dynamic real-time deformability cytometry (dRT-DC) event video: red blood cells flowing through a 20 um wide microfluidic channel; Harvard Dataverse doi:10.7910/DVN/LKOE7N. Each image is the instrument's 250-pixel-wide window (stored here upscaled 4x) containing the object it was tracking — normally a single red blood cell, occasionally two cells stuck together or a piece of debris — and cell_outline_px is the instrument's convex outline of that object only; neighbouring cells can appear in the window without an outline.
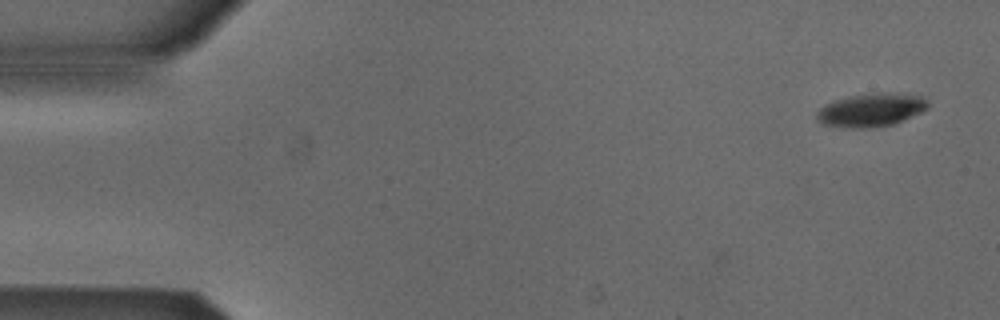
{"species": "Egyptian fruit bat (a non-hibernating species)", "species_latin": "Rousettus aegyptiacus", "temperature_condition": "cold", "stored_images_in_passage": 4, "camera_frame_rate_fps": 3000, "um_per_image_px": 0.085, "animal": {"sex": "male"}, "frame": {"image": 1, "passage_image": 1, "time_ms": 0.0, "image_size_px": [1000, 320], "cell_outline_px": [[928, 108], [920, 112], [892, 124], [864, 128], [852, 128], [820, 124], [816, 116], [816, 112], [824, 104], [836, 100], [852, 96], [884, 92], [924, 96], [928, 100]], "centroid_in_image_um": [74.03, 9.34], "position_along_channel_um": 11.0, "area_um2": 21.27}}